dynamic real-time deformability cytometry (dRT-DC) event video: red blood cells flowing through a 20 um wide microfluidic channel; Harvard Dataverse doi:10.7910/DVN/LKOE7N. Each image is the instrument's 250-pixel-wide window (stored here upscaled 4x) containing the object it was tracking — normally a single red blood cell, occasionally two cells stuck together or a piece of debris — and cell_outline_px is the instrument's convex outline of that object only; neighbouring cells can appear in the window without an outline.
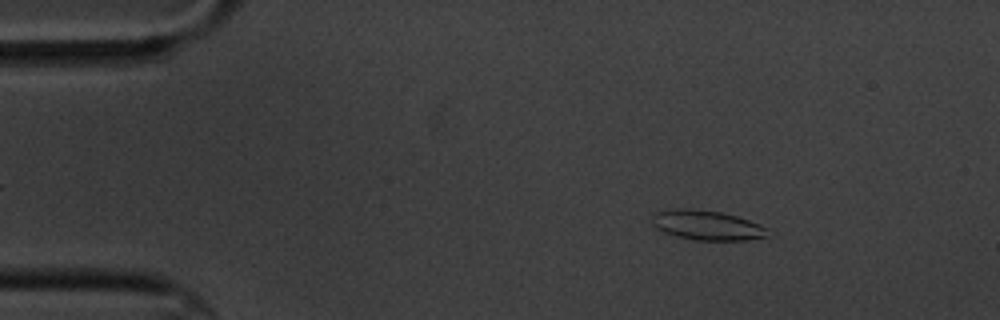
{"species": "common noctule bat (a hibernating species)", "species_latin": "Nyctalus noctula", "temperature_condition": "cold", "stored_images_in_passage": 8, "camera_frame_rate_fps": 3000, "um_per_image_px": 0.085, "animal": {"sex": "male", "body_mass_g": 20.1, "forearm_length_mm": 53.5}, "frame": {"image": 1, "passage_image": 2, "time_ms": 1.333, "image_size_px": [1000, 320], "cell_outline_px": [[768, 236], [748, 240], [692, 240], [676, 236], [664, 232], [656, 228], [652, 224], [652, 212], [680, 208], [688, 208], [720, 212], [736, 216], [748, 220], [768, 228]], "centroid_in_image_um": [60.06, 19.15], "position_along_channel_um": 24.9, "area_um2": 20.06}}
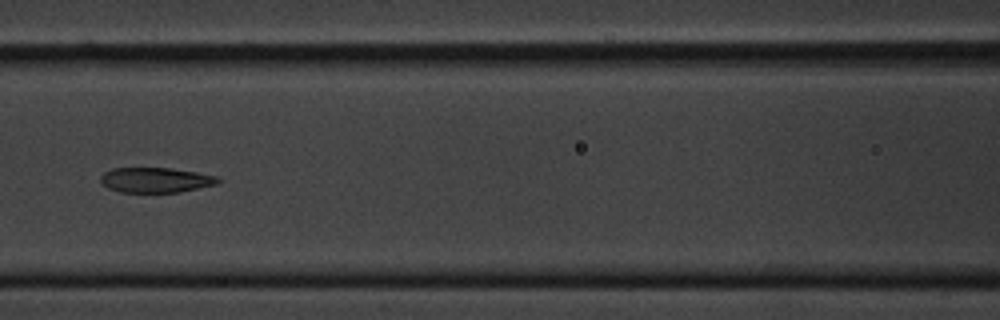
{"frame": {"image": 2, "passage_image": 7, "time_ms": 7.0, "image_size_px": [1000, 320], "cell_outline_px": [[220, 180], [216, 184], [180, 192], [120, 192], [108, 188], [100, 184], [100, 176], [104, 172], [112, 168], [168, 168], [196, 172], [220, 176]], "centroid_in_image_um": [13.2, 15.3], "position_along_channel_um": 153.4, "area_um2": 17.22}}
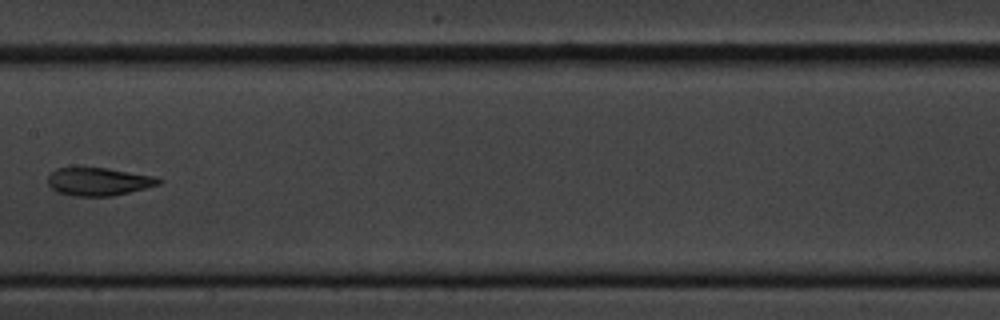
{"frame": {"image": 3, "passage_image": 8, "time_ms": 8.333, "image_size_px": [1000, 320], "cell_outline_px": [[164, 180], [160, 184], [112, 196], [72, 196], [56, 192], [48, 184], [48, 176], [56, 168], [108, 168], [156, 176]], "centroid_in_image_um": [8.39, 15.43], "position_along_channel_um": 199.0, "area_um2": 18.09}}